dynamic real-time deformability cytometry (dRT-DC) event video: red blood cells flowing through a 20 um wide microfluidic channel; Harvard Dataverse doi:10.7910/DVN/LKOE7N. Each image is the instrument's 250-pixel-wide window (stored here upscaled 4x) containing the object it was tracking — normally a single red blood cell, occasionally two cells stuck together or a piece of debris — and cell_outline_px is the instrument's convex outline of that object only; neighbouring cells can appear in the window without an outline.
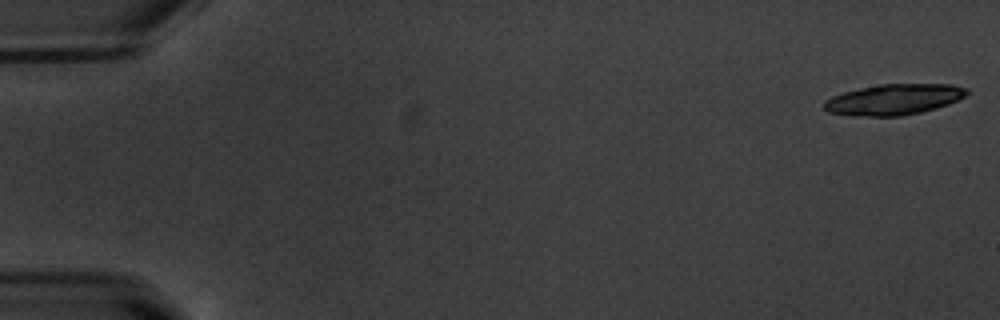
{"species": "common noctule bat (a hibernating species)", "species_latin": "Nyctalus noctula", "temperature_condition": "warm", "stored_images_in_passage": 22, "camera_frame_rate_fps": 3000, "um_per_image_px": 0.085, "animal": {"sex": "male", "body_mass_g": 20.1, "forearm_length_mm": 53.5}, "frame": {"image": 1, "passage_image": 1, "time_ms": 0.0, "image_size_px": [1000, 320], "cell_outline_px": [[968, 92], [964, 96], [948, 104], [936, 108], [920, 112], [900, 116], [852, 116], [828, 112], [824, 108], [824, 100], [832, 96], [844, 92], [860, 88], [880, 84], [952, 84], [968, 88]], "centroid_in_image_um": [75.95, 8.45], "position_along_channel_um": 9.0, "area_um2": 25.55}}